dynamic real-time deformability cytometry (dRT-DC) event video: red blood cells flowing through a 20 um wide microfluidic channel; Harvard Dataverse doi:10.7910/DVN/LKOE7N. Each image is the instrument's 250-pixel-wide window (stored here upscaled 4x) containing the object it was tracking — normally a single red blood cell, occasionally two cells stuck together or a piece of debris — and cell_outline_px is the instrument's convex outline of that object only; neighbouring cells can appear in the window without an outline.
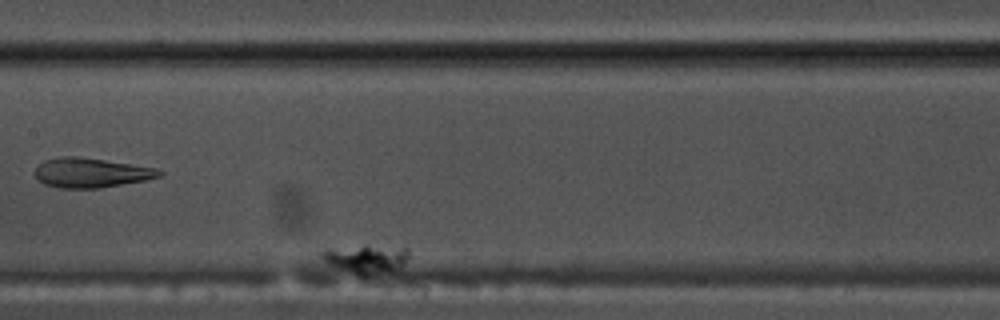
{"species": "common noctule bat (a hibernating species)", "species_latin": "Nyctalus noctula", "temperature_condition": "warm", "stored_images_in_passage": 47, "camera_frame_rate_fps": 3000, "um_per_image_px": 0.085, "animal": {"sex": "male", "body_mass_g": 17.5, "forearm_length_mm": 52.3}, "frame": {"image": 1, "passage_image": 17, "time_ms": 5.333, "image_size_px": [1000, 320], "cell_outline_px": [[408, 256], [404, 264], [396, 272], [364, 276], [360, 276], [324, 264], [324, 252], [328, 248], [364, 244], [408, 248]], "centroid_in_image_um": [31.15, 22.01], "position_along_channel_um": 176.3, "area_um2": 15.14}}
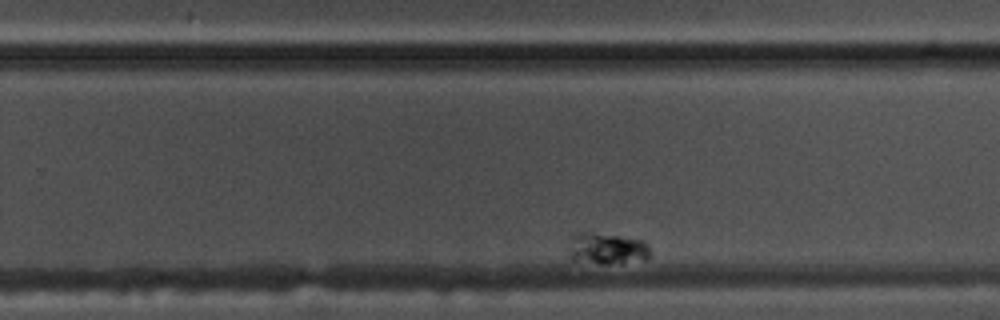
{"frame": {"image": 2, "passage_image": 34, "time_ms": 11.0, "image_size_px": [1000, 320], "cell_outline_px": [[652, 252], [648, 260], [604, 264], [600, 264], [572, 260], [568, 256], [568, 252], [572, 236], [576, 232], [592, 232], [620, 236], [644, 240], [648, 244]], "centroid_in_image_um": [51.61, 21.13], "position_along_channel_um": 278.2, "area_um2": 15.37}}
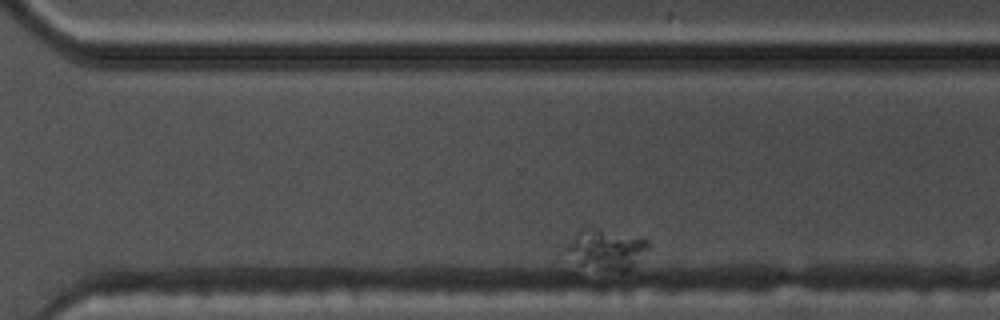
{"frame": {"image": 3, "passage_image": 40, "time_ms": 13.0, "image_size_px": [1000, 320], "cell_outline_px": [[648, 248], [624, 272], [620, 272], [580, 264], [564, 248], [576, 232], [580, 228], [600, 228], [648, 240]], "centroid_in_image_um": [51.49, 21.15], "position_along_channel_um": 319.1, "area_um2": 18.44}}